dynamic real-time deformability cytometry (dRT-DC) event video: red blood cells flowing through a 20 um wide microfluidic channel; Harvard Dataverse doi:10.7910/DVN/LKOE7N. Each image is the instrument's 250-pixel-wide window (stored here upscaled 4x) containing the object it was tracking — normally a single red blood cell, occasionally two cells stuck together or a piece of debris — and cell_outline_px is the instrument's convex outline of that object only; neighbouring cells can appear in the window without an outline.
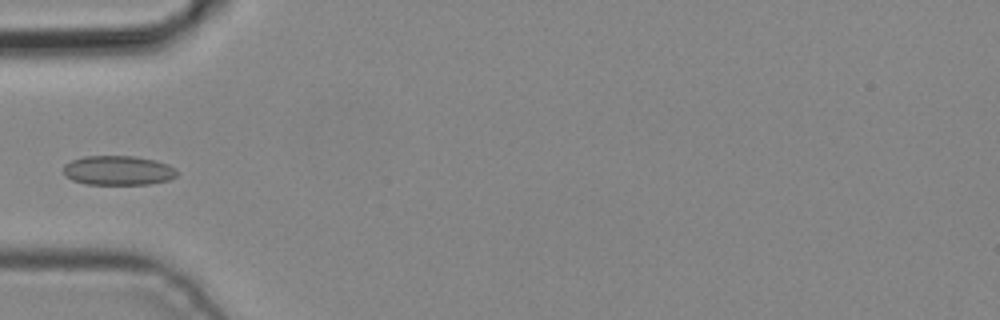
{"species": "common noctule bat (a hibernating species)", "species_latin": "Nyctalus noctula", "temperature_condition": "cold", "stored_images_in_passage": 5, "camera_frame_rate_fps": 3000, "um_per_image_px": 0.085, "animal": {"sex": "male", "body_mass_g": 19.2, "forearm_length_mm": 51.8}, "frame": {"image": 1, "passage_image": 4, "time_ms": 1.0, "image_size_px": [1000, 320], "cell_outline_px": [[176, 176], [168, 180], [148, 184], [88, 184], [72, 180], [64, 176], [64, 164], [72, 160], [84, 156], [136, 156], [156, 160], [168, 164], [176, 172]], "centroid_in_image_um": [10.01, 14.48], "position_along_channel_um": 75.0, "area_um2": 19.42}}
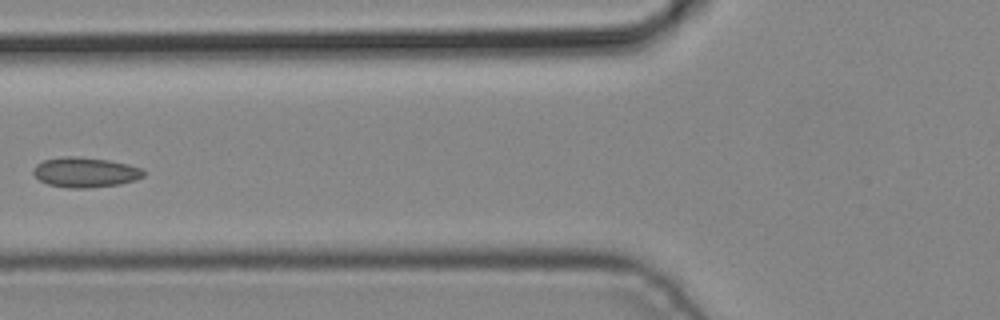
{"frame": {"image": 2, "passage_image": 5, "time_ms": 1.333, "image_size_px": [1000, 320], "cell_outline_px": [[144, 176], [136, 180], [120, 184], [88, 188], [72, 188], [48, 184], [40, 180], [32, 172], [32, 168], [36, 164], [44, 160], [64, 156], [76, 156], [108, 160], [128, 164], [144, 168]], "centroid_in_image_um": [7.26, 14.64], "position_along_channel_um": 118.5, "area_um2": 19.36}}